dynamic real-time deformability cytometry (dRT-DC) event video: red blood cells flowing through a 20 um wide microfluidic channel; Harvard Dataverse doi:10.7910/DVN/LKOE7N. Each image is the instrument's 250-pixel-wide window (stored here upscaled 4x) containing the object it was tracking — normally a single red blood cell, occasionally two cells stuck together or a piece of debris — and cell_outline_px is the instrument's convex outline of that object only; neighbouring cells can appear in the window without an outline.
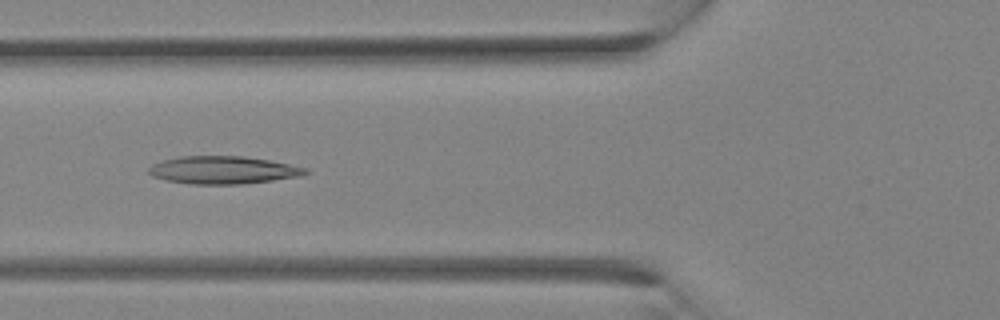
{"species": "Egyptian fruit bat (a non-hibernating species)", "species_latin": "Rousettus aegyptiacus", "temperature_condition": "room temperature", "stored_images_in_passage": 32, "camera_frame_rate_fps": 3000, "um_per_image_px": 0.085, "animal": {"sex": "female"}, "frame": {"image": 1, "passage_image": 12, "time_ms": 3.667, "image_size_px": [1000, 320], "cell_outline_px": [[312, 172], [300, 176], [272, 180], [240, 184], [188, 184], [164, 180], [152, 176], [148, 172], [148, 168], [152, 164], [164, 160], [180, 156], [244, 156], [268, 160], [308, 168]], "centroid_in_image_um": [18.95, 14.45], "position_along_channel_um": 106.9, "area_um2": 25.37}}
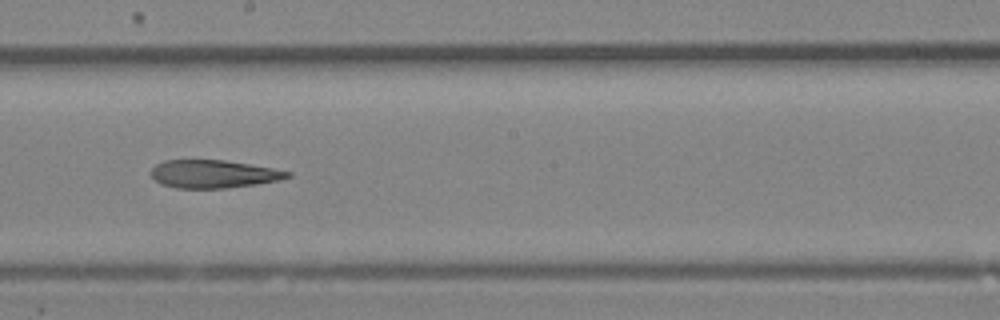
{"frame": {"image": 2, "passage_image": 18, "time_ms": 5.667, "image_size_px": [1000, 320], "cell_outline_px": [[292, 176], [280, 180], [256, 184], [228, 188], [176, 188], [160, 184], [152, 176], [152, 168], [156, 164], [164, 160], [224, 160], [272, 168], [292, 172]], "centroid_in_image_um": [18.15, 14.79], "position_along_channel_um": 230.0, "area_um2": 22.2}}
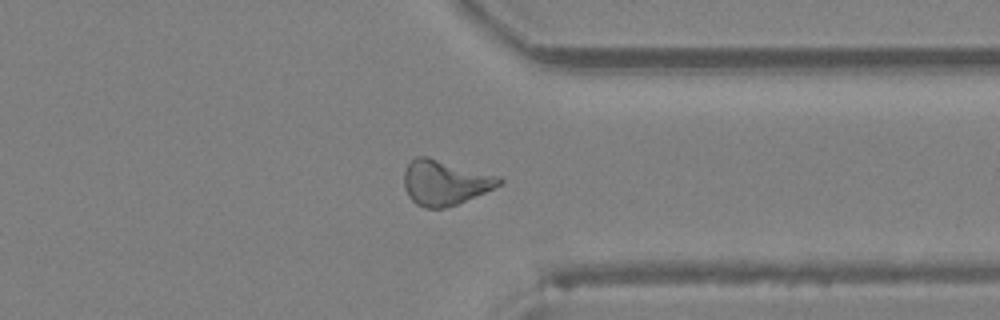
{"frame": {"image": 3, "passage_image": 25, "time_ms": 8.0, "image_size_px": [1000, 320], "cell_outline_px": [[504, 184], [456, 204], [444, 208], [424, 208], [416, 204], [408, 196], [404, 188], [404, 172], [408, 164], [416, 156], [428, 156], [500, 176], [504, 180]], "centroid_in_image_um": [37.82, 15.51], "position_along_channel_um": 373.6, "area_um2": 25.09}}